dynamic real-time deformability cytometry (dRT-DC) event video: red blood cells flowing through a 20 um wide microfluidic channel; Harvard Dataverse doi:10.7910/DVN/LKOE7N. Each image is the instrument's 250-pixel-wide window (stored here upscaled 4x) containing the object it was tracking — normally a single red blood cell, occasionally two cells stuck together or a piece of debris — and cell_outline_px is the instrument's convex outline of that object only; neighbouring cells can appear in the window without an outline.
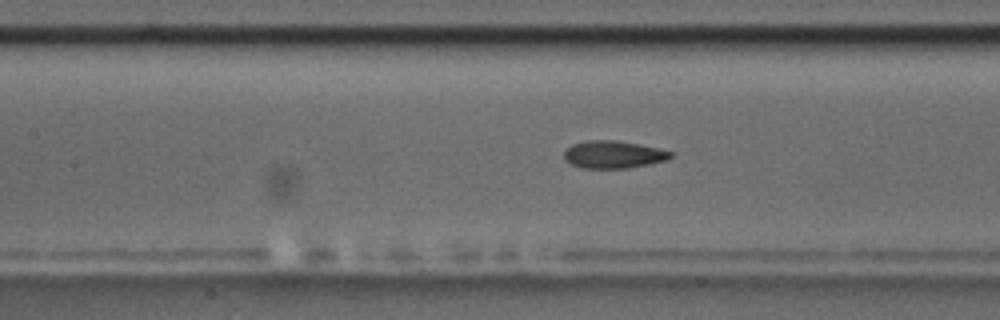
{"species": "common noctule bat (a hibernating species)", "species_latin": "Nyctalus noctula", "temperature_condition": "room temperature", "stored_images_in_passage": 50, "camera_frame_rate_fps": 3000, "um_per_image_px": 0.085, "animal": {"sex": "male", "body_mass_g": 17.5, "forearm_length_mm": 52.3}, "frame": {"image": 1, "passage_image": 26, "time_ms": 8.333, "image_size_px": [1000, 320], "cell_outline_px": [[672, 156], [668, 160], [652, 164], [628, 168], [584, 168], [572, 164], [564, 160], [564, 152], [572, 144], [584, 140], [612, 140], [640, 144], [660, 148], [672, 152]], "centroid_in_image_um": [52.16, 13.13], "position_along_channel_um": 155.2, "area_um2": 17.22}}
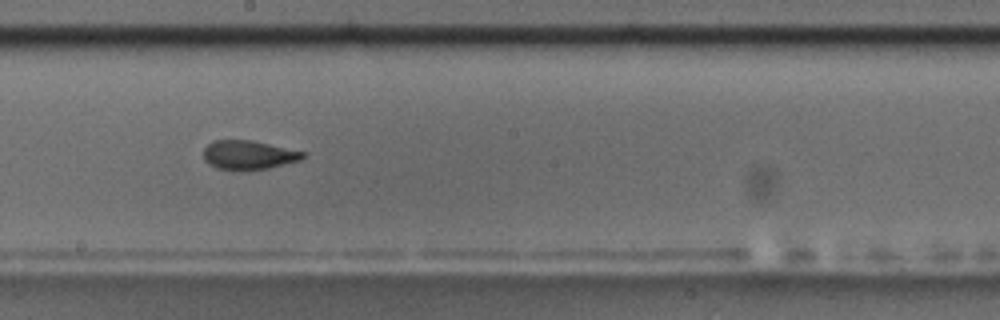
{"frame": {"image": 2, "passage_image": 32, "time_ms": 10.333, "image_size_px": [1000, 320], "cell_outline_px": [[308, 152], [300, 160], [268, 168], [240, 172], [216, 168], [208, 164], [204, 160], [204, 148], [212, 140], [252, 140]], "centroid_in_image_um": [21.11, 13.18], "position_along_channel_um": 227.1, "area_um2": 17.22}}
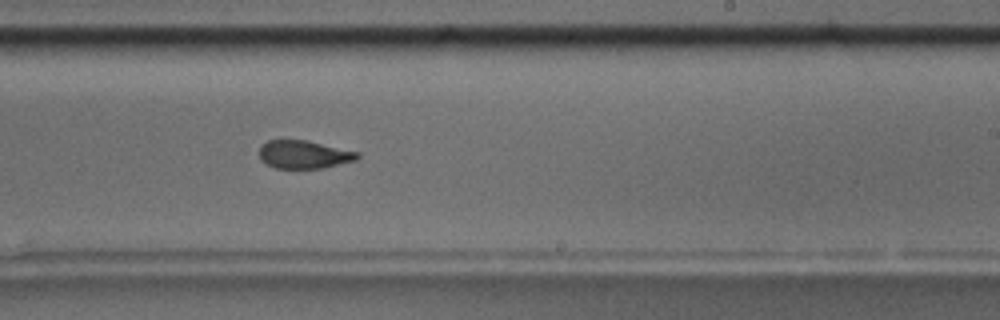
{"frame": {"image": 3, "passage_image": 35, "time_ms": 11.333, "image_size_px": [1000, 320], "cell_outline_px": [[360, 156], [356, 160], [324, 168], [276, 168], [260, 160], [260, 144], [268, 140], [308, 140], [360, 152]], "centroid_in_image_um": [25.86, 13.12], "position_along_channel_um": 263.1, "area_um2": 16.18}, "authors_computed_cell_mechanics": {"area_um2": 16.8198, "velocity_mm_per_s": 3.6183, "shape_relaxation_time_tau1_ms": 5.2697, "shape_relaxation_time_tau2_ms": 1.69, "deformation_change_tau1": 0.1492, "deformation_change_tau2": 0.0692}}